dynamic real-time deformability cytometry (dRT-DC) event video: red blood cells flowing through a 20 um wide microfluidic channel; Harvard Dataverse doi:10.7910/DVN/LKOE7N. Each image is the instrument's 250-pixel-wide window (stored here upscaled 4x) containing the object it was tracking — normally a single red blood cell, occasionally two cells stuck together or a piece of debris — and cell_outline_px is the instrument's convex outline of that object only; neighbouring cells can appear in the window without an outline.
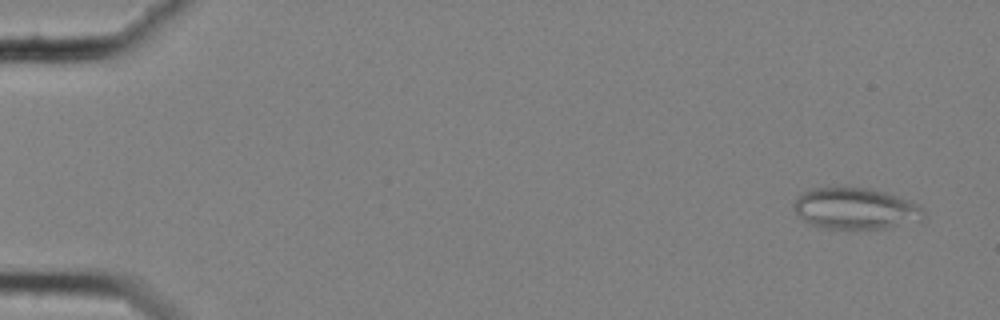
{"species": "common noctule bat (a hibernating species)", "species_latin": "Nyctalus noctula", "temperature_condition": "cold", "stored_images_in_passage": 59, "camera_frame_rate_fps": 3000, "um_per_image_px": 0.085, "animal": {"sex": "female", "body_mass_g": 25.1}, "frame": {"image": 1, "passage_image": 3, "time_ms": 0.667, "image_size_px": [1000, 320], "cell_outline_px": [[928, 216], [924, 220], [884, 228], [856, 232], [824, 228], [808, 224], [792, 208], [792, 204], [800, 192], [812, 188], [868, 188], [884, 192], [920, 204], [924, 208]], "centroid_in_image_um": [72.73, 17.78], "position_along_channel_um": 12.3, "area_um2": 32.31}}
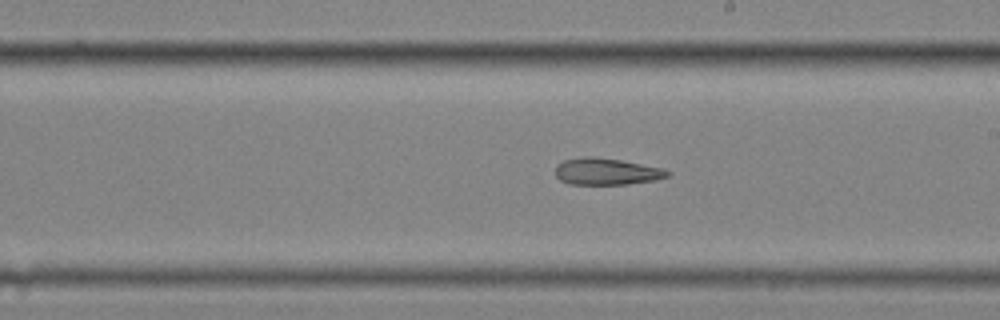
{"frame": {"image": 2, "passage_image": 34, "time_ms": 11.0, "image_size_px": [1000, 320], "cell_outline_px": [[672, 172], [668, 176], [656, 180], [628, 184], [568, 184], [560, 180], [556, 176], [556, 164], [564, 160], [584, 156], [592, 156], [620, 160], [664, 168]], "centroid_in_image_um": [51.56, 14.58], "position_along_channel_um": 237.4, "area_um2": 17.57}}
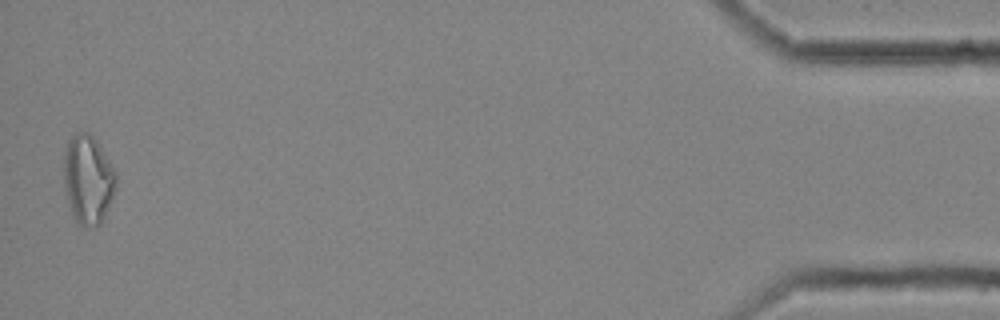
{"frame": {"image": 3, "passage_image": 57, "time_ms": 18.667, "image_size_px": [1000, 320], "cell_outline_px": [[116, 188], [104, 216], [100, 224], [76, 224], [72, 216], [64, 188], [64, 148], [68, 140], [76, 132], [88, 132], [96, 140], [116, 172]], "centroid_in_image_um": [7.45, 15.22], "position_along_channel_um": 427.7, "area_um2": 26.88}}